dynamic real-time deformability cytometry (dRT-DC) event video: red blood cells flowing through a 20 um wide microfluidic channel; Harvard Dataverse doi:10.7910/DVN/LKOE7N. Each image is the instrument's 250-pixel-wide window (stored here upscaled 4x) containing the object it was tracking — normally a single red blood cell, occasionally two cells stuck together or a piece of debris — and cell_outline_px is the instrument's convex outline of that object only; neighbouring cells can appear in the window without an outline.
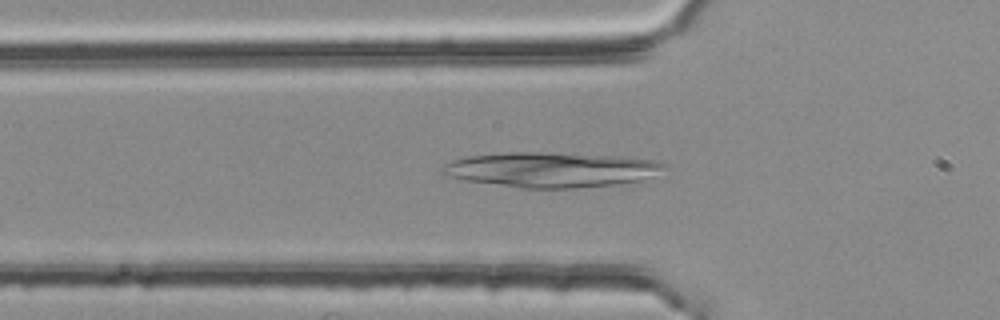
{"species": "common noctule bat (a hibernating species)", "species_latin": "Nyctalus noctula", "temperature_condition": "room temperature", "stored_images_in_passage": 42, "camera_frame_rate_fps": 3000, "um_per_image_px": 0.085, "animal": {"sex": "female", "body_mass_g": 25.1}, "frame": {"image": 1, "passage_image": 11, "time_ms": 3.333, "image_size_px": [1000, 320], "cell_outline_px": [[664, 164], [644, 180], [612, 184], [572, 188], [520, 188], [464, 180], [444, 176], [440, 172], [440, 168], [444, 164], [452, 160], [468, 156], [508, 152], [540, 152], [620, 156], [652, 160]], "centroid_in_image_um": [46.68, 14.42], "position_along_channel_um": 79.1, "area_um2": 44.85}}
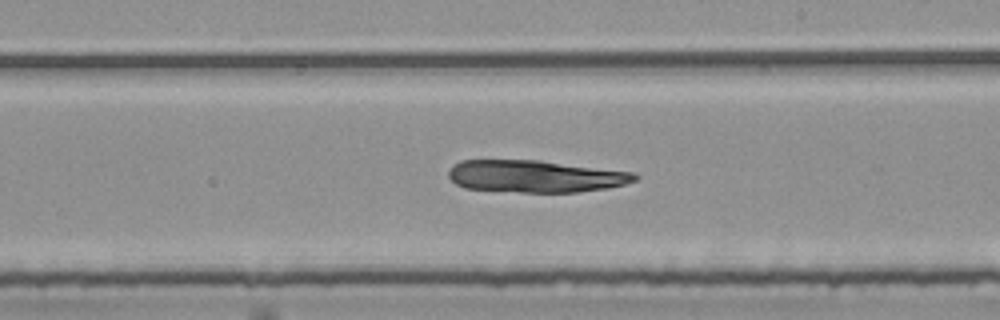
{"frame": {"image": 2, "passage_image": 24, "time_ms": 7.667, "image_size_px": [1000, 320], "cell_outline_px": [[640, 176], [636, 180], [624, 184], [608, 188], [580, 192], [520, 192], [464, 188], [456, 184], [448, 176], [448, 172], [452, 164], [460, 160], [540, 160], [632, 172]], "centroid_in_image_um": [45.48, 14.98], "position_along_channel_um": 243.5, "area_um2": 35.03}}
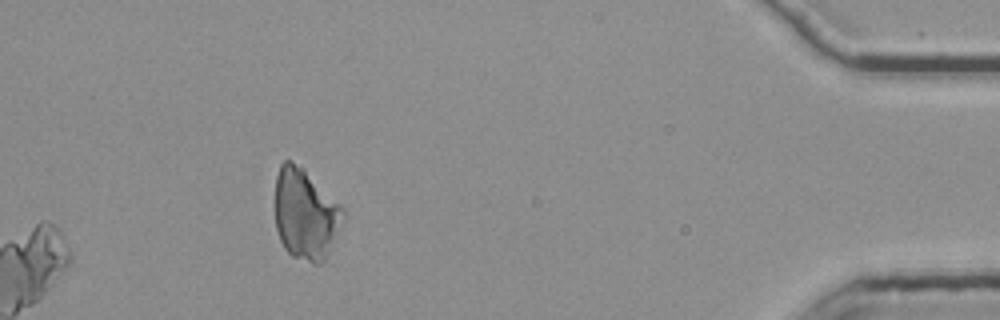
{"frame": {"image": 3, "passage_image": 42, "time_ms": 13.667, "image_size_px": [1000, 320], "cell_outline_px": [[344, 216], [328, 256], [320, 264], [312, 264], [292, 256], [284, 248], [280, 240], [276, 228], [276, 176], [280, 164], [284, 160], [292, 160], [304, 168], [344, 208]], "centroid_in_image_um": [25.96, 18.2], "position_along_channel_um": 409.2, "area_um2": 36.13}}